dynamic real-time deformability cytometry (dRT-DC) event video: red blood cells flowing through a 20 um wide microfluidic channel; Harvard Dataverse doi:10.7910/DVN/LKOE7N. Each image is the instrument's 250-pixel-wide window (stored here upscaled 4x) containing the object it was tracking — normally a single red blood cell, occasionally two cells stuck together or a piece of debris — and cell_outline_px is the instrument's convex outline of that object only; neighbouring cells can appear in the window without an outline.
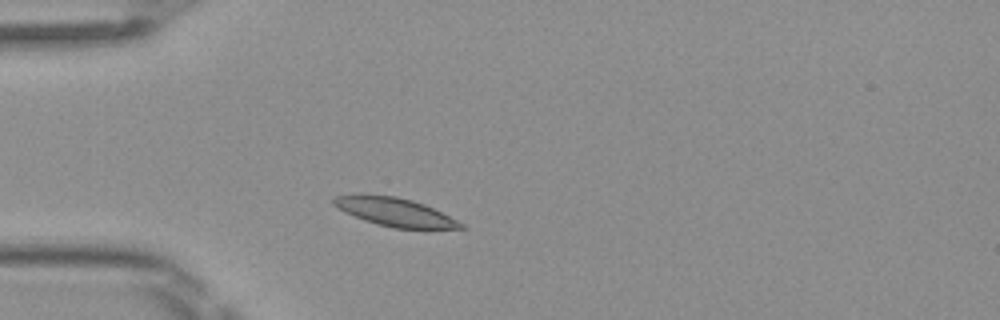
{"species": "Egyptian fruit bat (a non-hibernating species)", "species_latin": "Rousettus aegyptiacus", "temperature_condition": "room temperature", "stored_images_in_passage": 37, "camera_frame_rate_fps": 3000, "um_per_image_px": 0.085, "frame": {"image": 1, "passage_image": 1, "time_ms": 0.0, "image_size_px": [1000, 320], "cell_outline_px": [[468, 228], [396, 228], [376, 224], [364, 220], [344, 212], [336, 208], [332, 204], [332, 196], [356, 192], [360, 192], [396, 196], [412, 200], [424, 204], [464, 224]], "centroid_in_image_um": [33.42, 17.97], "position_along_channel_um": 51.6, "area_um2": 21.39}}
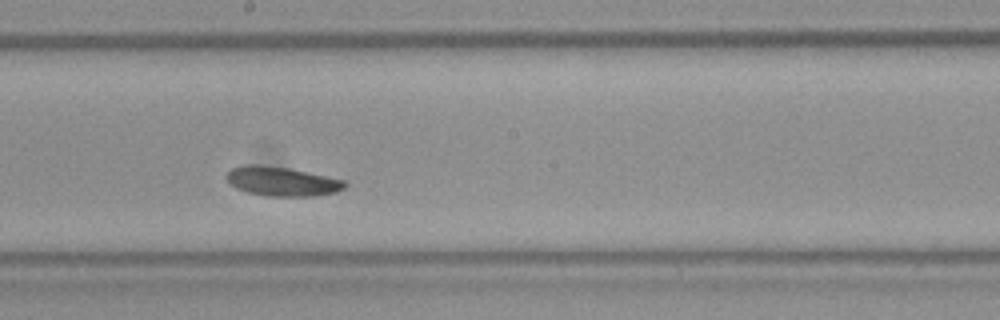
{"frame": {"image": 2, "passage_image": 15, "time_ms": 4.667, "image_size_px": [1000, 320], "cell_outline_px": [[348, 184], [344, 188], [336, 192], [316, 196], [268, 196], [248, 192], [236, 188], [224, 176], [232, 168], [244, 164], [260, 164], [288, 168], [344, 180]], "centroid_in_image_um": [23.96, 15.41], "position_along_channel_um": 224.2, "area_um2": 20.11}}
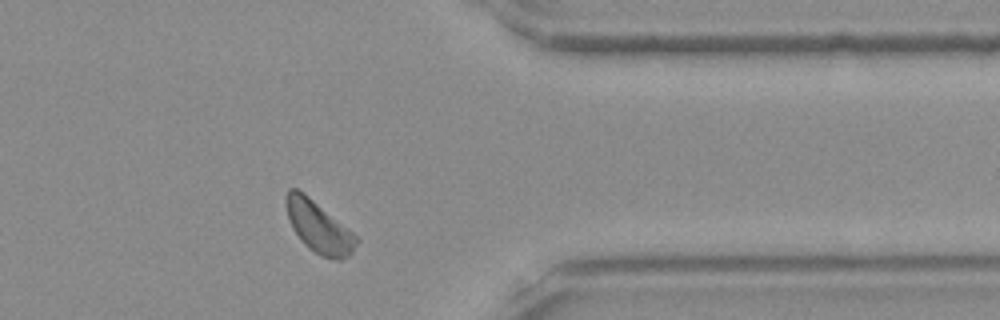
{"frame": {"image": 3, "passage_image": 28, "time_ms": 9.0, "image_size_px": [1000, 320], "cell_outline_px": [[360, 240], [352, 252], [348, 256], [340, 260], [336, 260], [320, 256], [308, 248], [300, 240], [292, 228], [288, 216], [284, 200], [284, 196], [288, 188], [296, 188], [304, 192], [352, 232]], "centroid_in_image_um": [27.06, 19.29], "position_along_channel_um": 384.3, "area_um2": 21.15}, "authors_computed_cell_mechanics": {"area_um2": 20.5768, "velocity_mm_per_s": 3.977, "shape_relaxation_time_tau1_ms": 1.9217, "shape_relaxation_time_tau2_ms": 7.5552, "deformation_change_tau1": 0.0557, "deformation_change_tau2": 0.1357}}